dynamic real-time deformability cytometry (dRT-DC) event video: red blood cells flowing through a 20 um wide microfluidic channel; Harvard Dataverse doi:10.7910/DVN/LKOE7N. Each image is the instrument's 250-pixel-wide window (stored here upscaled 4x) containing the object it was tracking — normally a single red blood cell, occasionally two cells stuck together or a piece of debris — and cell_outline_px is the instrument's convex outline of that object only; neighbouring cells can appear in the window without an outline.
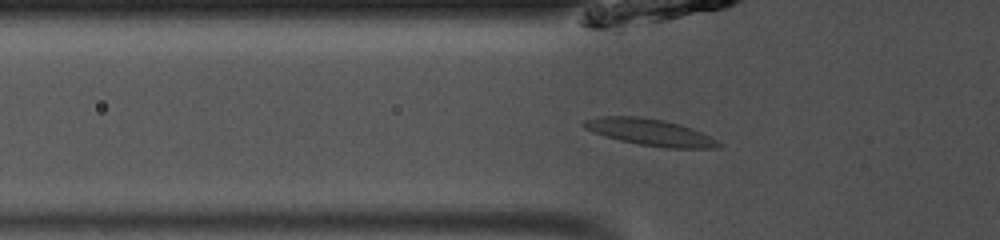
{"species": "common noctule bat (a hibernating species)", "species_latin": "Nyctalus noctula", "temperature_condition": "room temperature", "stored_images_in_passage": 43, "camera_frame_rate_fps": 3000, "um_per_image_px": 0.085, "animal": {"sex": "male", "body_mass_g": 13.0, "forearm_length_mm": 53.1}, "frame": {"image": 1, "passage_image": 16, "time_ms": 5.0, "image_size_px": [1000, 240], "cell_outline_px": [[724, 144], [716, 148], [668, 148], [640, 144], [620, 140], [592, 132], [584, 128], [580, 124], [584, 120], [600, 116], [640, 116], [664, 120], [680, 124], [692, 128]], "centroid_in_image_um": [55.22, 11.23], "position_along_channel_um": 70.6, "area_um2": 20.87}}
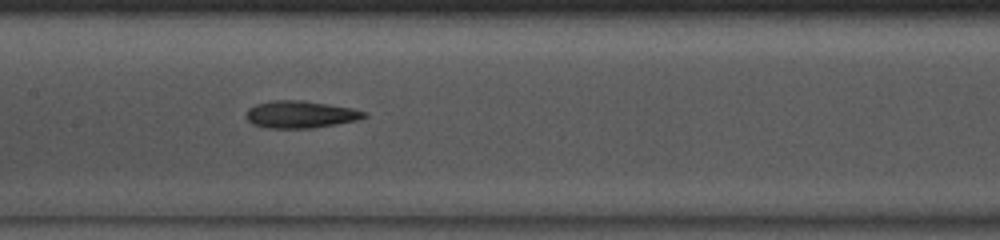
{"frame": {"image": 2, "passage_image": 24, "time_ms": 7.667, "image_size_px": [1000, 240], "cell_outline_px": [[368, 116], [356, 120], [336, 124], [312, 128], [268, 128], [252, 124], [244, 116], [248, 108], [256, 104], [272, 100], [300, 100], [328, 104], [352, 108], [368, 112]], "centroid_in_image_um": [25.52, 9.72], "position_along_channel_um": 181.9, "area_um2": 18.79}}
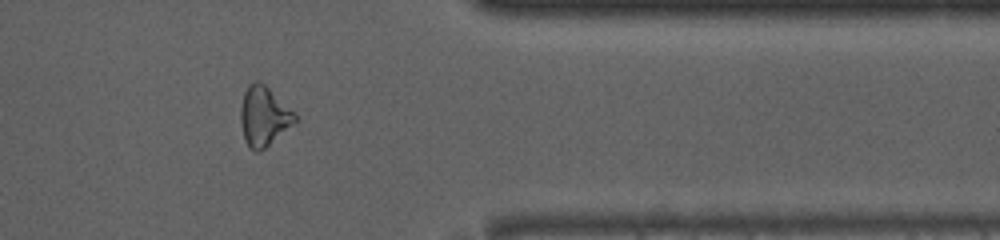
{"frame": {"image": 3, "passage_image": 40, "time_ms": 13.0, "image_size_px": [1000, 240], "cell_outline_px": [[300, 120], [264, 148], [256, 152], [248, 148], [244, 140], [240, 120], [240, 108], [244, 92], [248, 84], [256, 80], [260, 80]], "centroid_in_image_um": [22.39, 9.9], "position_along_channel_um": 389.0, "area_um2": 18.73}}